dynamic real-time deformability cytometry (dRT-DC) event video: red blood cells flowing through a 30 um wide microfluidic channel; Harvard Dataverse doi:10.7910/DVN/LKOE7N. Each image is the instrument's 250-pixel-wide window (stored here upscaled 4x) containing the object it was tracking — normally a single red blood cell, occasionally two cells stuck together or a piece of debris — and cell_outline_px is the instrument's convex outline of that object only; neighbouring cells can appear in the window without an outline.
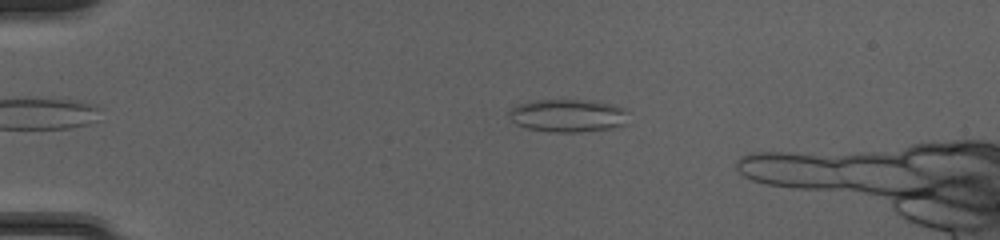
{"species": "common noctule bat (a hibernating species)", "species_latin": "Nyctalus noctula", "temperature_condition": "cold", "stored_images_in_passage": 44, "camera_frame_rate_fps": 3000, "um_per_image_px": 0.085, "animal": {"sex": "female", "body_mass_g": 20.0, "forearm_length_mm": 54.0}, "frame": {"image": 1, "passage_image": 9, "time_ms": 2.667, "image_size_px": [1000, 240], "cell_outline_px": [[628, 124], [608, 128], [580, 132], [552, 132], [528, 128], [516, 124], [512, 120], [508, 112], [516, 104], [532, 100], [596, 100], [612, 104], [624, 108]], "centroid_in_image_um": [48.26, 9.81], "position_along_channel_um": 36.7, "area_um2": 22.95}}
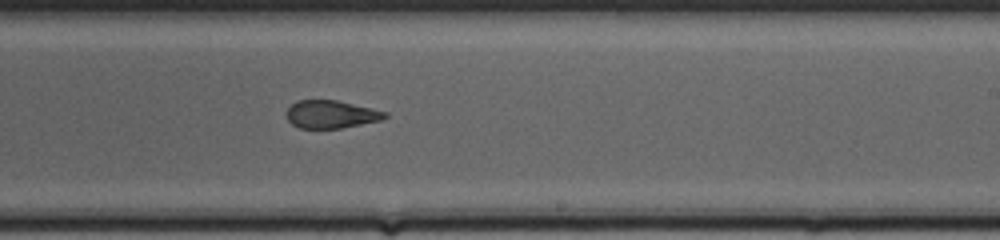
{"frame": {"image": 2, "passage_image": 29, "time_ms": 9.333, "image_size_px": [1000, 240], "cell_outline_px": [[388, 116], [380, 120], [340, 128], [300, 128], [292, 124], [288, 120], [288, 108], [296, 100], [336, 100], [388, 112]], "centroid_in_image_um": [28.14, 9.71], "position_along_channel_um": 260.9, "area_um2": 15.72}}
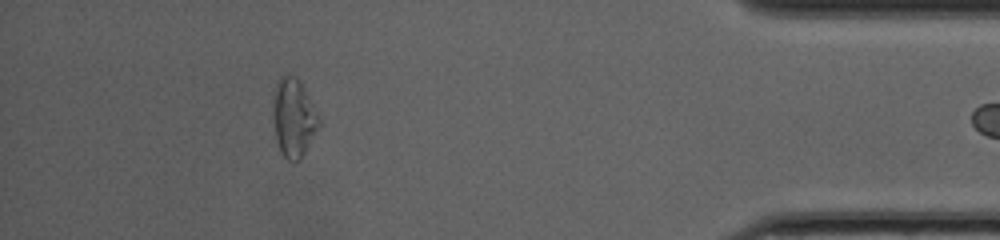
{"frame": {"image": 3, "passage_image": 43, "time_ms": 14.0, "image_size_px": [1000, 240], "cell_outline_px": [[320, 124], [300, 160], [288, 160], [280, 152], [276, 140], [272, 112], [276, 84], [280, 76], [296, 76], [320, 120]], "centroid_in_image_um": [24.92, 10.04], "position_along_channel_um": 410.3, "area_um2": 20.35}}